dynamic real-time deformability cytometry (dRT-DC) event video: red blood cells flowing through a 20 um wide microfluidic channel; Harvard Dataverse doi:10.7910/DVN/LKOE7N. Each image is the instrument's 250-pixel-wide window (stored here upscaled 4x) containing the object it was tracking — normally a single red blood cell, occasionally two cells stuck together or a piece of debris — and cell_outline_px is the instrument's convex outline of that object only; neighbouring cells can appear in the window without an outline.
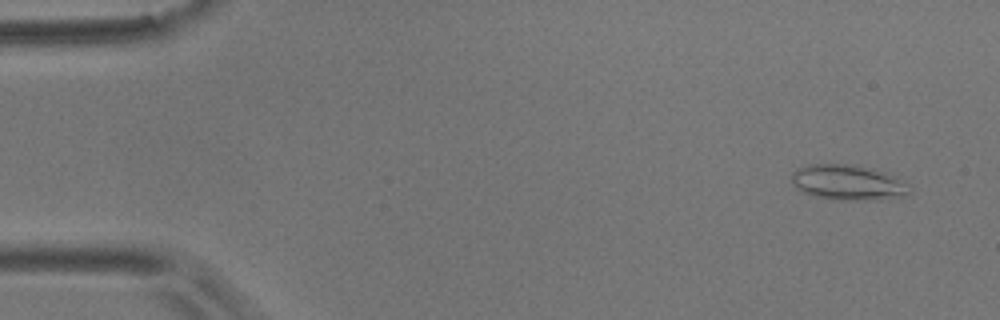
{"species": "common noctule bat (a hibernating species)", "species_latin": "Nyctalus noctula", "temperature_condition": "room temperature", "stored_images_in_passage": 5, "camera_frame_rate_fps": 3000, "um_per_image_px": 0.085, "animal": {"sex": "male", "body_mass_g": 17.9}, "frame": {"image": 1, "passage_image": 2, "time_ms": 0.333, "image_size_px": [1000, 320], "cell_outline_px": [[912, 188], [904, 196], [880, 200], [832, 200], [816, 196], [804, 192], [796, 188], [792, 184], [792, 172], [796, 168], [808, 164], [852, 164], [884, 172], [908, 184]], "centroid_in_image_um": [72.05, 15.52], "position_along_channel_um": 13.0, "area_um2": 24.33}}